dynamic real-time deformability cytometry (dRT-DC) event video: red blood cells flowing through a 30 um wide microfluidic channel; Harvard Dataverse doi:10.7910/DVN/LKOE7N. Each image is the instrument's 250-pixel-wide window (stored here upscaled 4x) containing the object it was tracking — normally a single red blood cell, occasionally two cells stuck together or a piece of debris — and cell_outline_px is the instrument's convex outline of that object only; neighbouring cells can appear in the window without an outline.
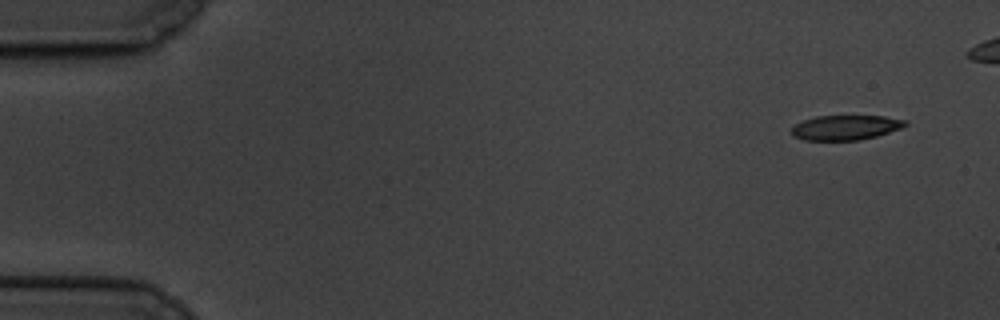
{"species": "common noctule bat (a hibernating species)", "species_latin": "Nyctalus noctula", "temperature_condition": "cold", "stored_images_in_passage": 6, "camera_frame_rate_fps": 3000, "um_per_image_px": 0.085, "animal": {"sex": "male", "body_mass_g": 19.5, "forearm_length_mm": 54.6}, "frame": {"image": 1, "passage_image": 1, "time_ms": 0.0, "image_size_px": [1000, 320], "cell_outline_px": [[908, 124], [900, 128], [876, 136], [860, 140], [804, 140], [792, 136], [792, 128], [796, 124], [804, 120], [816, 116], [884, 116], [908, 120]], "centroid_in_image_um": [71.88, 10.84], "position_along_channel_um": 13.1, "area_um2": 16.36}}